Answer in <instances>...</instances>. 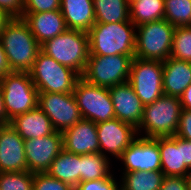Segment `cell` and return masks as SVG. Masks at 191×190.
I'll use <instances>...</instances> for the list:
<instances>
[{
	"instance_id": "6da1fadb",
	"label": "cell",
	"mask_w": 191,
	"mask_h": 190,
	"mask_svg": "<svg viewBox=\"0 0 191 190\" xmlns=\"http://www.w3.org/2000/svg\"><path fill=\"white\" fill-rule=\"evenodd\" d=\"M0 42L13 72H30L41 45L22 17H13L4 27Z\"/></svg>"
},
{
	"instance_id": "7a4b0ae2",
	"label": "cell",
	"mask_w": 191,
	"mask_h": 190,
	"mask_svg": "<svg viewBox=\"0 0 191 190\" xmlns=\"http://www.w3.org/2000/svg\"><path fill=\"white\" fill-rule=\"evenodd\" d=\"M136 26L131 21L95 23L88 32L90 55L135 57Z\"/></svg>"
},
{
	"instance_id": "3957f363",
	"label": "cell",
	"mask_w": 191,
	"mask_h": 190,
	"mask_svg": "<svg viewBox=\"0 0 191 190\" xmlns=\"http://www.w3.org/2000/svg\"><path fill=\"white\" fill-rule=\"evenodd\" d=\"M41 51L81 76L90 56L89 35L84 31L66 29L41 44Z\"/></svg>"
},
{
	"instance_id": "277c9868",
	"label": "cell",
	"mask_w": 191,
	"mask_h": 190,
	"mask_svg": "<svg viewBox=\"0 0 191 190\" xmlns=\"http://www.w3.org/2000/svg\"><path fill=\"white\" fill-rule=\"evenodd\" d=\"M182 110L180 98L162 95L153 103L144 105L141 124L137 132L145 130L143 137L156 138L174 136Z\"/></svg>"
},
{
	"instance_id": "5b68a950",
	"label": "cell",
	"mask_w": 191,
	"mask_h": 190,
	"mask_svg": "<svg viewBox=\"0 0 191 190\" xmlns=\"http://www.w3.org/2000/svg\"><path fill=\"white\" fill-rule=\"evenodd\" d=\"M135 57L165 61L171 56L175 26L161 19L136 26Z\"/></svg>"
},
{
	"instance_id": "8992f818",
	"label": "cell",
	"mask_w": 191,
	"mask_h": 190,
	"mask_svg": "<svg viewBox=\"0 0 191 190\" xmlns=\"http://www.w3.org/2000/svg\"><path fill=\"white\" fill-rule=\"evenodd\" d=\"M29 74L39 93H73L80 77L74 70L59 64L41 50Z\"/></svg>"
},
{
	"instance_id": "52a82bcc",
	"label": "cell",
	"mask_w": 191,
	"mask_h": 190,
	"mask_svg": "<svg viewBox=\"0 0 191 190\" xmlns=\"http://www.w3.org/2000/svg\"><path fill=\"white\" fill-rule=\"evenodd\" d=\"M6 116L12 120L38 106V90L28 72H11L0 78Z\"/></svg>"
},
{
	"instance_id": "ba28073f",
	"label": "cell",
	"mask_w": 191,
	"mask_h": 190,
	"mask_svg": "<svg viewBox=\"0 0 191 190\" xmlns=\"http://www.w3.org/2000/svg\"><path fill=\"white\" fill-rule=\"evenodd\" d=\"M132 60L131 56L122 54L90 55L81 77L91 84L109 89L129 81Z\"/></svg>"
},
{
	"instance_id": "9c48e42d",
	"label": "cell",
	"mask_w": 191,
	"mask_h": 190,
	"mask_svg": "<svg viewBox=\"0 0 191 190\" xmlns=\"http://www.w3.org/2000/svg\"><path fill=\"white\" fill-rule=\"evenodd\" d=\"M73 95L83 119L97 124L115 118L108 88L91 84L80 76L75 83Z\"/></svg>"
},
{
	"instance_id": "30bf717a",
	"label": "cell",
	"mask_w": 191,
	"mask_h": 190,
	"mask_svg": "<svg viewBox=\"0 0 191 190\" xmlns=\"http://www.w3.org/2000/svg\"><path fill=\"white\" fill-rule=\"evenodd\" d=\"M140 101L146 105L153 103L163 92V62L142 60L134 57L128 81Z\"/></svg>"
},
{
	"instance_id": "8fae6325",
	"label": "cell",
	"mask_w": 191,
	"mask_h": 190,
	"mask_svg": "<svg viewBox=\"0 0 191 190\" xmlns=\"http://www.w3.org/2000/svg\"><path fill=\"white\" fill-rule=\"evenodd\" d=\"M38 107L58 132L65 131L83 119L73 93H39Z\"/></svg>"
},
{
	"instance_id": "7c38bea8",
	"label": "cell",
	"mask_w": 191,
	"mask_h": 190,
	"mask_svg": "<svg viewBox=\"0 0 191 190\" xmlns=\"http://www.w3.org/2000/svg\"><path fill=\"white\" fill-rule=\"evenodd\" d=\"M164 176H191V141L178 136L158 137Z\"/></svg>"
},
{
	"instance_id": "4fadbf2b",
	"label": "cell",
	"mask_w": 191,
	"mask_h": 190,
	"mask_svg": "<svg viewBox=\"0 0 191 190\" xmlns=\"http://www.w3.org/2000/svg\"><path fill=\"white\" fill-rule=\"evenodd\" d=\"M27 171L31 173L47 172L53 160L63 150L62 132L24 140Z\"/></svg>"
},
{
	"instance_id": "5bb4252c",
	"label": "cell",
	"mask_w": 191,
	"mask_h": 190,
	"mask_svg": "<svg viewBox=\"0 0 191 190\" xmlns=\"http://www.w3.org/2000/svg\"><path fill=\"white\" fill-rule=\"evenodd\" d=\"M125 166L124 172L161 171V156L158 137H138L119 158Z\"/></svg>"
},
{
	"instance_id": "9a60e30c",
	"label": "cell",
	"mask_w": 191,
	"mask_h": 190,
	"mask_svg": "<svg viewBox=\"0 0 191 190\" xmlns=\"http://www.w3.org/2000/svg\"><path fill=\"white\" fill-rule=\"evenodd\" d=\"M96 125L100 153L105 157H108L106 155L108 152L111 156L119 159L138 136L137 128L117 118Z\"/></svg>"
},
{
	"instance_id": "2e32d148",
	"label": "cell",
	"mask_w": 191,
	"mask_h": 190,
	"mask_svg": "<svg viewBox=\"0 0 191 190\" xmlns=\"http://www.w3.org/2000/svg\"><path fill=\"white\" fill-rule=\"evenodd\" d=\"M27 171L24 139L10 125H0V172Z\"/></svg>"
},
{
	"instance_id": "e0dca14e",
	"label": "cell",
	"mask_w": 191,
	"mask_h": 190,
	"mask_svg": "<svg viewBox=\"0 0 191 190\" xmlns=\"http://www.w3.org/2000/svg\"><path fill=\"white\" fill-rule=\"evenodd\" d=\"M115 118L138 129L141 124L144 104L140 101L129 82L109 88Z\"/></svg>"
},
{
	"instance_id": "ac0fdd59",
	"label": "cell",
	"mask_w": 191,
	"mask_h": 190,
	"mask_svg": "<svg viewBox=\"0 0 191 190\" xmlns=\"http://www.w3.org/2000/svg\"><path fill=\"white\" fill-rule=\"evenodd\" d=\"M63 149L77 155L99 153L97 125L91 120L82 119L62 132Z\"/></svg>"
},
{
	"instance_id": "d6986e66",
	"label": "cell",
	"mask_w": 191,
	"mask_h": 190,
	"mask_svg": "<svg viewBox=\"0 0 191 190\" xmlns=\"http://www.w3.org/2000/svg\"><path fill=\"white\" fill-rule=\"evenodd\" d=\"M21 17L26 21L40 45L67 29L61 10L21 13Z\"/></svg>"
},
{
	"instance_id": "ffe728a7",
	"label": "cell",
	"mask_w": 191,
	"mask_h": 190,
	"mask_svg": "<svg viewBox=\"0 0 191 190\" xmlns=\"http://www.w3.org/2000/svg\"><path fill=\"white\" fill-rule=\"evenodd\" d=\"M9 124L24 140L44 137L55 131L48 116L38 106L15 116Z\"/></svg>"
},
{
	"instance_id": "44dd1931",
	"label": "cell",
	"mask_w": 191,
	"mask_h": 190,
	"mask_svg": "<svg viewBox=\"0 0 191 190\" xmlns=\"http://www.w3.org/2000/svg\"><path fill=\"white\" fill-rule=\"evenodd\" d=\"M191 84V62L169 57L163 61L164 95L180 97Z\"/></svg>"
},
{
	"instance_id": "7402d4cb",
	"label": "cell",
	"mask_w": 191,
	"mask_h": 190,
	"mask_svg": "<svg viewBox=\"0 0 191 190\" xmlns=\"http://www.w3.org/2000/svg\"><path fill=\"white\" fill-rule=\"evenodd\" d=\"M60 10L67 29L88 33L96 23L93 0H61Z\"/></svg>"
},
{
	"instance_id": "603a6c76",
	"label": "cell",
	"mask_w": 191,
	"mask_h": 190,
	"mask_svg": "<svg viewBox=\"0 0 191 190\" xmlns=\"http://www.w3.org/2000/svg\"><path fill=\"white\" fill-rule=\"evenodd\" d=\"M47 173L75 188L80 183V155L63 149L53 160Z\"/></svg>"
},
{
	"instance_id": "cb8c5ba5",
	"label": "cell",
	"mask_w": 191,
	"mask_h": 190,
	"mask_svg": "<svg viewBox=\"0 0 191 190\" xmlns=\"http://www.w3.org/2000/svg\"><path fill=\"white\" fill-rule=\"evenodd\" d=\"M96 23H119L130 21L127 0H93Z\"/></svg>"
},
{
	"instance_id": "d4e9b609",
	"label": "cell",
	"mask_w": 191,
	"mask_h": 190,
	"mask_svg": "<svg viewBox=\"0 0 191 190\" xmlns=\"http://www.w3.org/2000/svg\"><path fill=\"white\" fill-rule=\"evenodd\" d=\"M109 164V158L100 152L80 155V182L111 177Z\"/></svg>"
},
{
	"instance_id": "484cf974",
	"label": "cell",
	"mask_w": 191,
	"mask_h": 190,
	"mask_svg": "<svg viewBox=\"0 0 191 190\" xmlns=\"http://www.w3.org/2000/svg\"><path fill=\"white\" fill-rule=\"evenodd\" d=\"M164 0H139L130 5V21L142 25L164 19Z\"/></svg>"
},
{
	"instance_id": "4316f807",
	"label": "cell",
	"mask_w": 191,
	"mask_h": 190,
	"mask_svg": "<svg viewBox=\"0 0 191 190\" xmlns=\"http://www.w3.org/2000/svg\"><path fill=\"white\" fill-rule=\"evenodd\" d=\"M121 190H160L164 174L162 171L123 172Z\"/></svg>"
},
{
	"instance_id": "83f0119b",
	"label": "cell",
	"mask_w": 191,
	"mask_h": 190,
	"mask_svg": "<svg viewBox=\"0 0 191 190\" xmlns=\"http://www.w3.org/2000/svg\"><path fill=\"white\" fill-rule=\"evenodd\" d=\"M164 19L175 27L191 26V0H164Z\"/></svg>"
},
{
	"instance_id": "f1b7e54d",
	"label": "cell",
	"mask_w": 191,
	"mask_h": 190,
	"mask_svg": "<svg viewBox=\"0 0 191 190\" xmlns=\"http://www.w3.org/2000/svg\"><path fill=\"white\" fill-rule=\"evenodd\" d=\"M170 57L191 62V26L175 27Z\"/></svg>"
},
{
	"instance_id": "f546056e",
	"label": "cell",
	"mask_w": 191,
	"mask_h": 190,
	"mask_svg": "<svg viewBox=\"0 0 191 190\" xmlns=\"http://www.w3.org/2000/svg\"><path fill=\"white\" fill-rule=\"evenodd\" d=\"M34 173L0 172V190H33Z\"/></svg>"
},
{
	"instance_id": "4dcf8cb0",
	"label": "cell",
	"mask_w": 191,
	"mask_h": 190,
	"mask_svg": "<svg viewBox=\"0 0 191 190\" xmlns=\"http://www.w3.org/2000/svg\"><path fill=\"white\" fill-rule=\"evenodd\" d=\"M33 190H74V188L44 172L34 173Z\"/></svg>"
},
{
	"instance_id": "1f68e13d",
	"label": "cell",
	"mask_w": 191,
	"mask_h": 190,
	"mask_svg": "<svg viewBox=\"0 0 191 190\" xmlns=\"http://www.w3.org/2000/svg\"><path fill=\"white\" fill-rule=\"evenodd\" d=\"M61 0H23L22 13H40L60 10Z\"/></svg>"
},
{
	"instance_id": "d6a6232c",
	"label": "cell",
	"mask_w": 191,
	"mask_h": 190,
	"mask_svg": "<svg viewBox=\"0 0 191 190\" xmlns=\"http://www.w3.org/2000/svg\"><path fill=\"white\" fill-rule=\"evenodd\" d=\"M113 175L105 179L80 182L74 190H121Z\"/></svg>"
},
{
	"instance_id": "836d02e7",
	"label": "cell",
	"mask_w": 191,
	"mask_h": 190,
	"mask_svg": "<svg viewBox=\"0 0 191 190\" xmlns=\"http://www.w3.org/2000/svg\"><path fill=\"white\" fill-rule=\"evenodd\" d=\"M160 190H190L189 177L164 176Z\"/></svg>"
},
{
	"instance_id": "e575fe53",
	"label": "cell",
	"mask_w": 191,
	"mask_h": 190,
	"mask_svg": "<svg viewBox=\"0 0 191 190\" xmlns=\"http://www.w3.org/2000/svg\"><path fill=\"white\" fill-rule=\"evenodd\" d=\"M175 136L191 141V110L182 109Z\"/></svg>"
},
{
	"instance_id": "d590c367",
	"label": "cell",
	"mask_w": 191,
	"mask_h": 190,
	"mask_svg": "<svg viewBox=\"0 0 191 190\" xmlns=\"http://www.w3.org/2000/svg\"><path fill=\"white\" fill-rule=\"evenodd\" d=\"M0 7L4 8L13 17H21L23 0H0Z\"/></svg>"
},
{
	"instance_id": "8d00e7d4",
	"label": "cell",
	"mask_w": 191,
	"mask_h": 190,
	"mask_svg": "<svg viewBox=\"0 0 191 190\" xmlns=\"http://www.w3.org/2000/svg\"><path fill=\"white\" fill-rule=\"evenodd\" d=\"M13 72L6 58V54L0 42V78L5 76L8 73Z\"/></svg>"
},
{
	"instance_id": "74e56055",
	"label": "cell",
	"mask_w": 191,
	"mask_h": 190,
	"mask_svg": "<svg viewBox=\"0 0 191 190\" xmlns=\"http://www.w3.org/2000/svg\"><path fill=\"white\" fill-rule=\"evenodd\" d=\"M179 98L182 104V109L191 110V84L185 89Z\"/></svg>"
},
{
	"instance_id": "f35d334b",
	"label": "cell",
	"mask_w": 191,
	"mask_h": 190,
	"mask_svg": "<svg viewBox=\"0 0 191 190\" xmlns=\"http://www.w3.org/2000/svg\"><path fill=\"white\" fill-rule=\"evenodd\" d=\"M13 18V16L8 13L4 8L0 7V35L7 25V23Z\"/></svg>"
},
{
	"instance_id": "ab89813d",
	"label": "cell",
	"mask_w": 191,
	"mask_h": 190,
	"mask_svg": "<svg viewBox=\"0 0 191 190\" xmlns=\"http://www.w3.org/2000/svg\"><path fill=\"white\" fill-rule=\"evenodd\" d=\"M9 123H10V120L6 116L3 93L0 87V125L9 124Z\"/></svg>"
},
{
	"instance_id": "60d3db41",
	"label": "cell",
	"mask_w": 191,
	"mask_h": 190,
	"mask_svg": "<svg viewBox=\"0 0 191 190\" xmlns=\"http://www.w3.org/2000/svg\"><path fill=\"white\" fill-rule=\"evenodd\" d=\"M136 1H139V0H127L129 6H130L132 3L136 2Z\"/></svg>"
},
{
	"instance_id": "b9f144b4",
	"label": "cell",
	"mask_w": 191,
	"mask_h": 190,
	"mask_svg": "<svg viewBox=\"0 0 191 190\" xmlns=\"http://www.w3.org/2000/svg\"><path fill=\"white\" fill-rule=\"evenodd\" d=\"M189 180H190V190H191V176L189 177Z\"/></svg>"
}]
</instances>
